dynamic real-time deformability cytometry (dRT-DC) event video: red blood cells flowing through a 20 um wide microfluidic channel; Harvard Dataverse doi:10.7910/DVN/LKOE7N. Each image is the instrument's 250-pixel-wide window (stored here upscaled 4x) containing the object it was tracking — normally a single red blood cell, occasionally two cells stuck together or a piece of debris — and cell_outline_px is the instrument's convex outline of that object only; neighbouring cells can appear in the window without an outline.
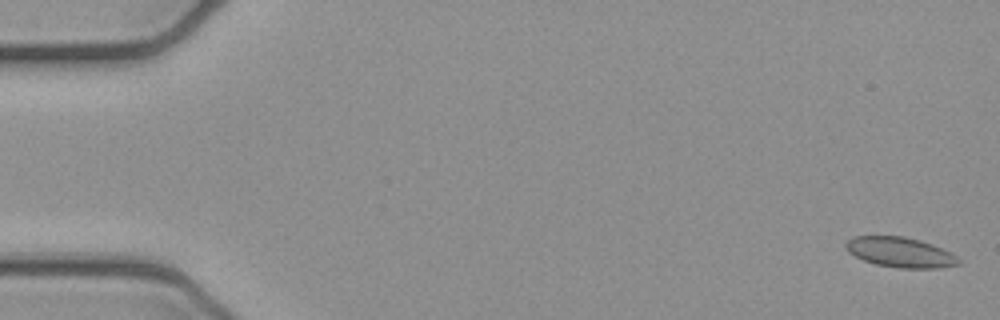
{"species": "common noctule bat (a hibernating species)", "species_latin": "Nyctalus noctula", "temperature_condition": "cold", "stored_images_in_passage": 4, "camera_frame_rate_fps": 3000, "um_per_image_px": 0.085, "animal": {"sex": "female", "body_mass_g": 21.9}, "frame": {"image": 1, "passage_image": 1, "time_ms": 0.0, "image_size_px": [1000, 320], "cell_outline_px": [[960, 264], [940, 268], [900, 268], [876, 264], [864, 260], [848, 252], [844, 248], [844, 244], [852, 236], [904, 236], [920, 240], [932, 244], [952, 252], [960, 260]], "centroid_in_image_um": [76.52, 21.44], "position_along_channel_um": 8.5, "area_um2": 19.88}}